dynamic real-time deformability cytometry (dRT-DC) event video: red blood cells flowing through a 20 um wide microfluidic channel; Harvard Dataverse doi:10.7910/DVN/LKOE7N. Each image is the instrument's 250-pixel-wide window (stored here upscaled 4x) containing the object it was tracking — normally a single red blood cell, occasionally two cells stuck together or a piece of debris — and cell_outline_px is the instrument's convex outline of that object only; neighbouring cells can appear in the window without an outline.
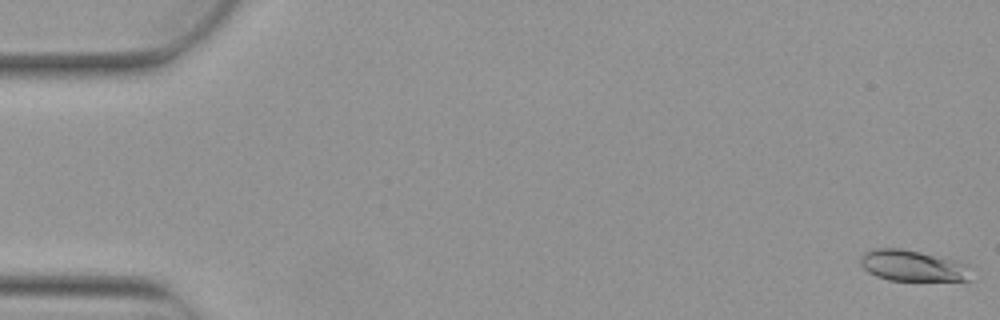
{"species": "Egyptian fruit bat (a non-hibernating species)", "species_latin": "Rousettus aegyptiacus", "temperature_condition": "warm", "stored_images_in_passage": 3, "camera_frame_rate_fps": 3000, "um_per_image_px": 0.085, "animal": {"sex": "female"}, "frame": {"image": 1, "passage_image": 1, "time_ms": 0.0, "image_size_px": [1000, 320], "cell_outline_px": [[976, 280], [888, 280], [876, 276], [868, 272], [860, 264], [860, 256], [876, 248], [900, 248], [960, 260], [964, 264]], "centroid_in_image_um": [77.61, 22.59], "position_along_channel_um": 7.4, "area_um2": 20.06}}